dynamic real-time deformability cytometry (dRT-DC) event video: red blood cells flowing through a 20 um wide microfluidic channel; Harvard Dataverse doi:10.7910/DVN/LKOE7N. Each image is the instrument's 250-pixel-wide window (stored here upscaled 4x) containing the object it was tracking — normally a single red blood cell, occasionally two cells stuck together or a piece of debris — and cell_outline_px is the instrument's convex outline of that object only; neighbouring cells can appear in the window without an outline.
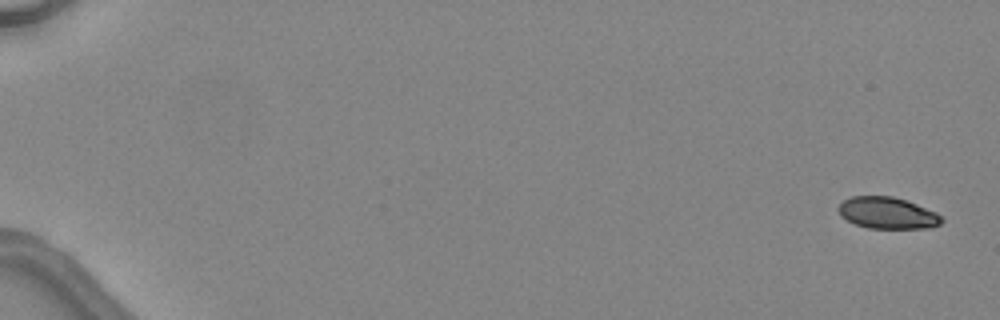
{"species": "common noctule bat (a hibernating species)", "species_latin": "Nyctalus noctula", "temperature_condition": "warm", "stored_images_in_passage": 5, "camera_frame_rate_fps": 3000, "um_per_image_px": 0.085, "animal": {"sex": "female", "body_mass_g": 24.6, "forearm_length_mm": 56.2}, "frame": {"image": 1, "passage_image": 1, "time_ms": 0.0, "image_size_px": [1000, 320], "cell_outline_px": [[944, 220], [940, 224], [928, 228], [868, 228], [856, 224], [840, 216], [836, 208], [844, 200], [852, 196], [892, 196], [916, 204], [936, 212], [944, 216]], "centroid_in_image_um": [75.43, 18.1], "position_along_channel_um": 9.6, "area_um2": 19.02}}